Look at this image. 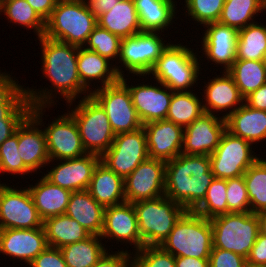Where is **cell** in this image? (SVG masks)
<instances>
[{"label":"cell","mask_w":266,"mask_h":267,"mask_svg":"<svg viewBox=\"0 0 266 267\" xmlns=\"http://www.w3.org/2000/svg\"><path fill=\"white\" fill-rule=\"evenodd\" d=\"M243 98L266 83V62L235 60L227 70Z\"/></svg>","instance_id":"d590c367"},{"label":"cell","mask_w":266,"mask_h":267,"mask_svg":"<svg viewBox=\"0 0 266 267\" xmlns=\"http://www.w3.org/2000/svg\"><path fill=\"white\" fill-rule=\"evenodd\" d=\"M3 12V3L2 1L0 0V16L2 15L1 13Z\"/></svg>","instance_id":"94428289"},{"label":"cell","mask_w":266,"mask_h":267,"mask_svg":"<svg viewBox=\"0 0 266 267\" xmlns=\"http://www.w3.org/2000/svg\"><path fill=\"white\" fill-rule=\"evenodd\" d=\"M22 122H0V145L11 137Z\"/></svg>","instance_id":"9f6ffc18"},{"label":"cell","mask_w":266,"mask_h":267,"mask_svg":"<svg viewBox=\"0 0 266 267\" xmlns=\"http://www.w3.org/2000/svg\"><path fill=\"white\" fill-rule=\"evenodd\" d=\"M260 13H262V0H225L218 23L239 31L257 22L254 19Z\"/></svg>","instance_id":"74e56055"},{"label":"cell","mask_w":266,"mask_h":267,"mask_svg":"<svg viewBox=\"0 0 266 267\" xmlns=\"http://www.w3.org/2000/svg\"><path fill=\"white\" fill-rule=\"evenodd\" d=\"M213 247L247 259L258 233L259 221L252 212L228 213L210 219Z\"/></svg>","instance_id":"9c48e42d"},{"label":"cell","mask_w":266,"mask_h":267,"mask_svg":"<svg viewBox=\"0 0 266 267\" xmlns=\"http://www.w3.org/2000/svg\"><path fill=\"white\" fill-rule=\"evenodd\" d=\"M0 181V229L43 227L28 187L15 188ZM19 188V189H18Z\"/></svg>","instance_id":"4fadbf2b"},{"label":"cell","mask_w":266,"mask_h":267,"mask_svg":"<svg viewBox=\"0 0 266 267\" xmlns=\"http://www.w3.org/2000/svg\"><path fill=\"white\" fill-rule=\"evenodd\" d=\"M132 254V267H175V257L161 246H143Z\"/></svg>","instance_id":"f6af8a7d"},{"label":"cell","mask_w":266,"mask_h":267,"mask_svg":"<svg viewBox=\"0 0 266 267\" xmlns=\"http://www.w3.org/2000/svg\"><path fill=\"white\" fill-rule=\"evenodd\" d=\"M77 65L81 83L91 93L120 79L112 62L85 47H78Z\"/></svg>","instance_id":"d4e9b609"},{"label":"cell","mask_w":266,"mask_h":267,"mask_svg":"<svg viewBox=\"0 0 266 267\" xmlns=\"http://www.w3.org/2000/svg\"><path fill=\"white\" fill-rule=\"evenodd\" d=\"M18 128L16 132L7 138L0 145V173L11 174L10 176L18 174L24 175L32 174L33 172L24 164L22 158L18 153Z\"/></svg>","instance_id":"ee69618b"},{"label":"cell","mask_w":266,"mask_h":267,"mask_svg":"<svg viewBox=\"0 0 266 267\" xmlns=\"http://www.w3.org/2000/svg\"><path fill=\"white\" fill-rule=\"evenodd\" d=\"M98 235H91L83 241L60 248L67 267H92L108 251Z\"/></svg>","instance_id":"d6a6232c"},{"label":"cell","mask_w":266,"mask_h":267,"mask_svg":"<svg viewBox=\"0 0 266 267\" xmlns=\"http://www.w3.org/2000/svg\"><path fill=\"white\" fill-rule=\"evenodd\" d=\"M105 240L104 244L108 243V240L114 239L116 244L123 245L125 243L127 249L126 252H131L129 249L133 245L132 252H136L143 247V242L139 233L137 216L133 203L124 202L118 205L105 207L104 210V224L103 230L100 235ZM122 243V244H121ZM127 244L128 247H127Z\"/></svg>","instance_id":"e0dca14e"},{"label":"cell","mask_w":266,"mask_h":267,"mask_svg":"<svg viewBox=\"0 0 266 267\" xmlns=\"http://www.w3.org/2000/svg\"><path fill=\"white\" fill-rule=\"evenodd\" d=\"M75 101L78 102L77 105ZM66 105L71 109L67 112L77 124L85 151L102 156L115 138L105 110L91 95Z\"/></svg>","instance_id":"8992f818"},{"label":"cell","mask_w":266,"mask_h":267,"mask_svg":"<svg viewBox=\"0 0 266 267\" xmlns=\"http://www.w3.org/2000/svg\"><path fill=\"white\" fill-rule=\"evenodd\" d=\"M1 71L2 70H0V93L14 80L12 72L8 73L6 71L4 72Z\"/></svg>","instance_id":"6f0895ef"},{"label":"cell","mask_w":266,"mask_h":267,"mask_svg":"<svg viewBox=\"0 0 266 267\" xmlns=\"http://www.w3.org/2000/svg\"><path fill=\"white\" fill-rule=\"evenodd\" d=\"M166 162L148 158L124 179L126 202L154 199L165 195Z\"/></svg>","instance_id":"ac0fdd59"},{"label":"cell","mask_w":266,"mask_h":267,"mask_svg":"<svg viewBox=\"0 0 266 267\" xmlns=\"http://www.w3.org/2000/svg\"><path fill=\"white\" fill-rule=\"evenodd\" d=\"M87 190L104 207L126 202L124 178L117 175L101 161L93 172Z\"/></svg>","instance_id":"f546056e"},{"label":"cell","mask_w":266,"mask_h":267,"mask_svg":"<svg viewBox=\"0 0 266 267\" xmlns=\"http://www.w3.org/2000/svg\"><path fill=\"white\" fill-rule=\"evenodd\" d=\"M225 121L227 131L253 146L259 142H266V111L253 109L243 103L227 116Z\"/></svg>","instance_id":"83f0119b"},{"label":"cell","mask_w":266,"mask_h":267,"mask_svg":"<svg viewBox=\"0 0 266 267\" xmlns=\"http://www.w3.org/2000/svg\"><path fill=\"white\" fill-rule=\"evenodd\" d=\"M46 108L50 106H32L30 114L44 127L49 160H66L85 155L87 152L74 118L66 112L46 124L43 121Z\"/></svg>","instance_id":"30bf717a"},{"label":"cell","mask_w":266,"mask_h":267,"mask_svg":"<svg viewBox=\"0 0 266 267\" xmlns=\"http://www.w3.org/2000/svg\"><path fill=\"white\" fill-rule=\"evenodd\" d=\"M48 246L62 248L83 241L91 234L78 221L66 214L52 216L43 221Z\"/></svg>","instance_id":"1f68e13d"},{"label":"cell","mask_w":266,"mask_h":267,"mask_svg":"<svg viewBox=\"0 0 266 267\" xmlns=\"http://www.w3.org/2000/svg\"><path fill=\"white\" fill-rule=\"evenodd\" d=\"M225 130V119L204 113L184 128L182 154L211 155Z\"/></svg>","instance_id":"ffe728a7"},{"label":"cell","mask_w":266,"mask_h":267,"mask_svg":"<svg viewBox=\"0 0 266 267\" xmlns=\"http://www.w3.org/2000/svg\"><path fill=\"white\" fill-rule=\"evenodd\" d=\"M149 158L147 137L143 127L115 135L110 148L101 156V162L122 178H126Z\"/></svg>","instance_id":"9a60e30c"},{"label":"cell","mask_w":266,"mask_h":267,"mask_svg":"<svg viewBox=\"0 0 266 267\" xmlns=\"http://www.w3.org/2000/svg\"><path fill=\"white\" fill-rule=\"evenodd\" d=\"M256 215L259 221V233L266 236V210L258 212Z\"/></svg>","instance_id":"680465c9"},{"label":"cell","mask_w":266,"mask_h":267,"mask_svg":"<svg viewBox=\"0 0 266 267\" xmlns=\"http://www.w3.org/2000/svg\"><path fill=\"white\" fill-rule=\"evenodd\" d=\"M90 10L98 18L100 15L110 11L120 0H84Z\"/></svg>","instance_id":"db71d44e"},{"label":"cell","mask_w":266,"mask_h":267,"mask_svg":"<svg viewBox=\"0 0 266 267\" xmlns=\"http://www.w3.org/2000/svg\"><path fill=\"white\" fill-rule=\"evenodd\" d=\"M175 267H209V259L175 257Z\"/></svg>","instance_id":"11a10c76"},{"label":"cell","mask_w":266,"mask_h":267,"mask_svg":"<svg viewBox=\"0 0 266 267\" xmlns=\"http://www.w3.org/2000/svg\"><path fill=\"white\" fill-rule=\"evenodd\" d=\"M121 41V38L97 25L89 35L84 47L107 58L113 64L115 61L116 65L118 62Z\"/></svg>","instance_id":"b9f144b4"},{"label":"cell","mask_w":266,"mask_h":267,"mask_svg":"<svg viewBox=\"0 0 266 267\" xmlns=\"http://www.w3.org/2000/svg\"><path fill=\"white\" fill-rule=\"evenodd\" d=\"M184 2L185 18L188 16L189 21L192 19L197 26H204L218 22L225 0H184Z\"/></svg>","instance_id":"7bdbcfd3"},{"label":"cell","mask_w":266,"mask_h":267,"mask_svg":"<svg viewBox=\"0 0 266 267\" xmlns=\"http://www.w3.org/2000/svg\"><path fill=\"white\" fill-rule=\"evenodd\" d=\"M133 1L138 14L141 31L166 33L164 31L169 29V27L174 28L172 26L177 21V13L179 12L178 7H176L177 0Z\"/></svg>","instance_id":"4316f807"},{"label":"cell","mask_w":266,"mask_h":267,"mask_svg":"<svg viewBox=\"0 0 266 267\" xmlns=\"http://www.w3.org/2000/svg\"><path fill=\"white\" fill-rule=\"evenodd\" d=\"M160 246L174 257L209 259L213 248L210 219L186 211Z\"/></svg>","instance_id":"5b68a950"},{"label":"cell","mask_w":266,"mask_h":267,"mask_svg":"<svg viewBox=\"0 0 266 267\" xmlns=\"http://www.w3.org/2000/svg\"><path fill=\"white\" fill-rule=\"evenodd\" d=\"M38 179L34 185L28 184L27 187L40 218L44 221L65 214L72 192L53 184L43 174Z\"/></svg>","instance_id":"484cf974"},{"label":"cell","mask_w":266,"mask_h":267,"mask_svg":"<svg viewBox=\"0 0 266 267\" xmlns=\"http://www.w3.org/2000/svg\"><path fill=\"white\" fill-rule=\"evenodd\" d=\"M243 177L250 200V211L257 214L266 210V159L260 157Z\"/></svg>","instance_id":"ab89813d"},{"label":"cell","mask_w":266,"mask_h":267,"mask_svg":"<svg viewBox=\"0 0 266 267\" xmlns=\"http://www.w3.org/2000/svg\"><path fill=\"white\" fill-rule=\"evenodd\" d=\"M226 201L228 213L251 212L250 200L243 176L227 179Z\"/></svg>","instance_id":"bcb514c9"},{"label":"cell","mask_w":266,"mask_h":267,"mask_svg":"<svg viewBox=\"0 0 266 267\" xmlns=\"http://www.w3.org/2000/svg\"><path fill=\"white\" fill-rule=\"evenodd\" d=\"M97 25V17L84 0H58L46 21L44 36L84 47Z\"/></svg>","instance_id":"277c9868"},{"label":"cell","mask_w":266,"mask_h":267,"mask_svg":"<svg viewBox=\"0 0 266 267\" xmlns=\"http://www.w3.org/2000/svg\"><path fill=\"white\" fill-rule=\"evenodd\" d=\"M149 158L168 162L182 153L184 128L163 119L143 125Z\"/></svg>","instance_id":"603a6c76"},{"label":"cell","mask_w":266,"mask_h":267,"mask_svg":"<svg viewBox=\"0 0 266 267\" xmlns=\"http://www.w3.org/2000/svg\"><path fill=\"white\" fill-rule=\"evenodd\" d=\"M18 151L34 175L44 173L40 169L46 168L50 161L46 136L41 124L31 114L18 126Z\"/></svg>","instance_id":"cb8c5ba5"},{"label":"cell","mask_w":266,"mask_h":267,"mask_svg":"<svg viewBox=\"0 0 266 267\" xmlns=\"http://www.w3.org/2000/svg\"><path fill=\"white\" fill-rule=\"evenodd\" d=\"M244 103L253 109L266 111V83L245 97Z\"/></svg>","instance_id":"816d5d0a"},{"label":"cell","mask_w":266,"mask_h":267,"mask_svg":"<svg viewBox=\"0 0 266 267\" xmlns=\"http://www.w3.org/2000/svg\"><path fill=\"white\" fill-rule=\"evenodd\" d=\"M2 14L8 23L16 26L25 27L24 29L33 30L36 37L44 35L46 22L35 12V10L27 3L26 0H11L3 4ZM18 24V25H17Z\"/></svg>","instance_id":"f35d334b"},{"label":"cell","mask_w":266,"mask_h":267,"mask_svg":"<svg viewBox=\"0 0 266 267\" xmlns=\"http://www.w3.org/2000/svg\"><path fill=\"white\" fill-rule=\"evenodd\" d=\"M1 1L4 4V3L8 2V1H11V0H1Z\"/></svg>","instance_id":"6125c7cd"},{"label":"cell","mask_w":266,"mask_h":267,"mask_svg":"<svg viewBox=\"0 0 266 267\" xmlns=\"http://www.w3.org/2000/svg\"><path fill=\"white\" fill-rule=\"evenodd\" d=\"M209 267H247V259L232 251L213 247L209 256Z\"/></svg>","instance_id":"7dc6e473"},{"label":"cell","mask_w":266,"mask_h":267,"mask_svg":"<svg viewBox=\"0 0 266 267\" xmlns=\"http://www.w3.org/2000/svg\"><path fill=\"white\" fill-rule=\"evenodd\" d=\"M247 265L266 267V236L258 233L257 239L247 257Z\"/></svg>","instance_id":"f907efd6"},{"label":"cell","mask_w":266,"mask_h":267,"mask_svg":"<svg viewBox=\"0 0 266 267\" xmlns=\"http://www.w3.org/2000/svg\"><path fill=\"white\" fill-rule=\"evenodd\" d=\"M59 161V162H58ZM50 160L54 165L48 166L43 173L53 184L71 192L87 190L93 176V172L101 161V156L86 153L85 155L66 160ZM58 162V163H57ZM52 167V168H51Z\"/></svg>","instance_id":"d6986e66"},{"label":"cell","mask_w":266,"mask_h":267,"mask_svg":"<svg viewBox=\"0 0 266 267\" xmlns=\"http://www.w3.org/2000/svg\"><path fill=\"white\" fill-rule=\"evenodd\" d=\"M109 250L92 267H132V254L124 250ZM111 251V253H110Z\"/></svg>","instance_id":"681fc988"},{"label":"cell","mask_w":266,"mask_h":267,"mask_svg":"<svg viewBox=\"0 0 266 267\" xmlns=\"http://www.w3.org/2000/svg\"><path fill=\"white\" fill-rule=\"evenodd\" d=\"M27 3L35 10V12L46 22L58 0H26Z\"/></svg>","instance_id":"f5cc1de1"},{"label":"cell","mask_w":266,"mask_h":267,"mask_svg":"<svg viewBox=\"0 0 266 267\" xmlns=\"http://www.w3.org/2000/svg\"><path fill=\"white\" fill-rule=\"evenodd\" d=\"M16 80L0 93V122H22L31 112L25 87Z\"/></svg>","instance_id":"836d02e7"},{"label":"cell","mask_w":266,"mask_h":267,"mask_svg":"<svg viewBox=\"0 0 266 267\" xmlns=\"http://www.w3.org/2000/svg\"><path fill=\"white\" fill-rule=\"evenodd\" d=\"M220 73L222 75L216 74L215 77L208 79V82L204 81V91L200 94L202 93L205 113L218 116L221 114L220 117L226 119L244 103V98L241 96L232 76L227 71H220ZM215 112H219V114Z\"/></svg>","instance_id":"44dd1931"},{"label":"cell","mask_w":266,"mask_h":267,"mask_svg":"<svg viewBox=\"0 0 266 267\" xmlns=\"http://www.w3.org/2000/svg\"><path fill=\"white\" fill-rule=\"evenodd\" d=\"M250 142L225 130L215 151L209 155L214 178L231 179L243 176L260 157ZM256 154V155H255Z\"/></svg>","instance_id":"8fae6325"},{"label":"cell","mask_w":266,"mask_h":267,"mask_svg":"<svg viewBox=\"0 0 266 267\" xmlns=\"http://www.w3.org/2000/svg\"><path fill=\"white\" fill-rule=\"evenodd\" d=\"M29 267H67L60 248L47 246Z\"/></svg>","instance_id":"c3c4849f"},{"label":"cell","mask_w":266,"mask_h":267,"mask_svg":"<svg viewBox=\"0 0 266 267\" xmlns=\"http://www.w3.org/2000/svg\"><path fill=\"white\" fill-rule=\"evenodd\" d=\"M37 40L41 48L42 78L49 80L51 86L50 89L25 86L31 105L54 107L61 96L65 103L90 96L91 92L81 83L78 74V47L44 35Z\"/></svg>","instance_id":"6da1fadb"},{"label":"cell","mask_w":266,"mask_h":267,"mask_svg":"<svg viewBox=\"0 0 266 267\" xmlns=\"http://www.w3.org/2000/svg\"><path fill=\"white\" fill-rule=\"evenodd\" d=\"M162 34V32L141 31L122 39L118 62L115 65L120 78L125 76L126 70L128 76L130 74L131 76H147L149 74L162 52L171 43L161 37Z\"/></svg>","instance_id":"ba28073f"},{"label":"cell","mask_w":266,"mask_h":267,"mask_svg":"<svg viewBox=\"0 0 266 267\" xmlns=\"http://www.w3.org/2000/svg\"><path fill=\"white\" fill-rule=\"evenodd\" d=\"M265 59L266 24L257 21L239 30L236 60L265 61Z\"/></svg>","instance_id":"e575fe53"},{"label":"cell","mask_w":266,"mask_h":267,"mask_svg":"<svg viewBox=\"0 0 266 267\" xmlns=\"http://www.w3.org/2000/svg\"><path fill=\"white\" fill-rule=\"evenodd\" d=\"M175 41L162 52L147 76L168 86L173 92L195 91L193 87L200 84L198 80L204 69L201 68V55L195 48Z\"/></svg>","instance_id":"3957f363"},{"label":"cell","mask_w":266,"mask_h":267,"mask_svg":"<svg viewBox=\"0 0 266 267\" xmlns=\"http://www.w3.org/2000/svg\"><path fill=\"white\" fill-rule=\"evenodd\" d=\"M105 207L99 204L88 192H72L65 214L75 219L91 235L100 236L104 224Z\"/></svg>","instance_id":"f1b7e54d"},{"label":"cell","mask_w":266,"mask_h":267,"mask_svg":"<svg viewBox=\"0 0 266 267\" xmlns=\"http://www.w3.org/2000/svg\"><path fill=\"white\" fill-rule=\"evenodd\" d=\"M201 99L197 92H173L166 120L183 128L189 126L205 113Z\"/></svg>","instance_id":"8d00e7d4"},{"label":"cell","mask_w":266,"mask_h":267,"mask_svg":"<svg viewBox=\"0 0 266 267\" xmlns=\"http://www.w3.org/2000/svg\"><path fill=\"white\" fill-rule=\"evenodd\" d=\"M214 179L208 155L180 154L166 162L165 196L194 211Z\"/></svg>","instance_id":"7a4b0ae2"},{"label":"cell","mask_w":266,"mask_h":267,"mask_svg":"<svg viewBox=\"0 0 266 267\" xmlns=\"http://www.w3.org/2000/svg\"><path fill=\"white\" fill-rule=\"evenodd\" d=\"M203 28L205 30L201 32L202 40H199L202 47L196 48V51H203H199L203 53L199 57L201 65L207 60L208 63L213 62L210 65L214 64L218 69L220 66L221 71H227L236 60L238 30L218 22L206 24ZM203 57L205 59L201 60Z\"/></svg>","instance_id":"2e32d148"},{"label":"cell","mask_w":266,"mask_h":267,"mask_svg":"<svg viewBox=\"0 0 266 267\" xmlns=\"http://www.w3.org/2000/svg\"><path fill=\"white\" fill-rule=\"evenodd\" d=\"M100 27L121 39L141 32L138 14L133 0H120L110 11L97 18Z\"/></svg>","instance_id":"4dcf8cb0"},{"label":"cell","mask_w":266,"mask_h":267,"mask_svg":"<svg viewBox=\"0 0 266 267\" xmlns=\"http://www.w3.org/2000/svg\"><path fill=\"white\" fill-rule=\"evenodd\" d=\"M91 96L105 110L115 135L143 127L132 103L130 92L120 79L113 84L94 90Z\"/></svg>","instance_id":"7c38bea8"},{"label":"cell","mask_w":266,"mask_h":267,"mask_svg":"<svg viewBox=\"0 0 266 267\" xmlns=\"http://www.w3.org/2000/svg\"><path fill=\"white\" fill-rule=\"evenodd\" d=\"M262 13H266V0H262Z\"/></svg>","instance_id":"91938a15"},{"label":"cell","mask_w":266,"mask_h":267,"mask_svg":"<svg viewBox=\"0 0 266 267\" xmlns=\"http://www.w3.org/2000/svg\"><path fill=\"white\" fill-rule=\"evenodd\" d=\"M143 246H160L187 211L165 195L133 203Z\"/></svg>","instance_id":"52a82bcc"},{"label":"cell","mask_w":266,"mask_h":267,"mask_svg":"<svg viewBox=\"0 0 266 267\" xmlns=\"http://www.w3.org/2000/svg\"><path fill=\"white\" fill-rule=\"evenodd\" d=\"M48 246L44 227L0 229V255L28 266Z\"/></svg>","instance_id":"7402d4cb"},{"label":"cell","mask_w":266,"mask_h":267,"mask_svg":"<svg viewBox=\"0 0 266 267\" xmlns=\"http://www.w3.org/2000/svg\"><path fill=\"white\" fill-rule=\"evenodd\" d=\"M132 77L128 76L127 73L120 80L127 86L132 103L136 109L137 115L141 123L147 124L149 122L159 121L166 119L173 91L166 85L157 80H151L149 76H137L132 79L135 81L142 80L141 83H135V85L127 84V80H131ZM139 77V79H137ZM142 78V79H141ZM150 79V82L145 84ZM148 79V80H147ZM154 81V82H153ZM156 82V84H155Z\"/></svg>","instance_id":"5bb4252c"},{"label":"cell","mask_w":266,"mask_h":267,"mask_svg":"<svg viewBox=\"0 0 266 267\" xmlns=\"http://www.w3.org/2000/svg\"><path fill=\"white\" fill-rule=\"evenodd\" d=\"M226 189L227 180L214 178L207 189L206 197L194 212L207 219L228 214Z\"/></svg>","instance_id":"60d3db41"}]
</instances>
